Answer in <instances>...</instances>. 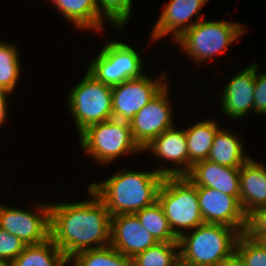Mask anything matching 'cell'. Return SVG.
Listing matches in <instances>:
<instances>
[{"label": "cell", "mask_w": 266, "mask_h": 266, "mask_svg": "<svg viewBox=\"0 0 266 266\" xmlns=\"http://www.w3.org/2000/svg\"><path fill=\"white\" fill-rule=\"evenodd\" d=\"M86 191L88 200L50 203V238L68 260L111 245V215L89 187Z\"/></svg>", "instance_id": "obj_1"}, {"label": "cell", "mask_w": 266, "mask_h": 266, "mask_svg": "<svg viewBox=\"0 0 266 266\" xmlns=\"http://www.w3.org/2000/svg\"><path fill=\"white\" fill-rule=\"evenodd\" d=\"M165 176L155 169L132 170L121 168L102 182L88 187L104 203L111 216L135 214L157 202Z\"/></svg>", "instance_id": "obj_2"}, {"label": "cell", "mask_w": 266, "mask_h": 266, "mask_svg": "<svg viewBox=\"0 0 266 266\" xmlns=\"http://www.w3.org/2000/svg\"><path fill=\"white\" fill-rule=\"evenodd\" d=\"M246 26L230 20L201 19L191 28L186 30L173 43L180 46L181 52L187 54L198 65L216 59L215 56L228 50L229 46L237 42L244 33Z\"/></svg>", "instance_id": "obj_3"}, {"label": "cell", "mask_w": 266, "mask_h": 266, "mask_svg": "<svg viewBox=\"0 0 266 266\" xmlns=\"http://www.w3.org/2000/svg\"><path fill=\"white\" fill-rule=\"evenodd\" d=\"M78 136L80 149L102 166L111 165L120 156L143 152L133 139L130 124L126 121L110 119L95 123Z\"/></svg>", "instance_id": "obj_4"}, {"label": "cell", "mask_w": 266, "mask_h": 266, "mask_svg": "<svg viewBox=\"0 0 266 266\" xmlns=\"http://www.w3.org/2000/svg\"><path fill=\"white\" fill-rule=\"evenodd\" d=\"M240 234L226 225L203 223L178 238L179 254L192 262L219 266L235 251Z\"/></svg>", "instance_id": "obj_5"}, {"label": "cell", "mask_w": 266, "mask_h": 266, "mask_svg": "<svg viewBox=\"0 0 266 266\" xmlns=\"http://www.w3.org/2000/svg\"><path fill=\"white\" fill-rule=\"evenodd\" d=\"M157 201L178 238L204 223L197 186L186 176H165Z\"/></svg>", "instance_id": "obj_6"}, {"label": "cell", "mask_w": 266, "mask_h": 266, "mask_svg": "<svg viewBox=\"0 0 266 266\" xmlns=\"http://www.w3.org/2000/svg\"><path fill=\"white\" fill-rule=\"evenodd\" d=\"M67 101L78 135L92 124L112 119V86L97 81L87 71L71 87Z\"/></svg>", "instance_id": "obj_7"}, {"label": "cell", "mask_w": 266, "mask_h": 266, "mask_svg": "<svg viewBox=\"0 0 266 266\" xmlns=\"http://www.w3.org/2000/svg\"><path fill=\"white\" fill-rule=\"evenodd\" d=\"M134 47L122 41H107L92 58L87 71L97 81L110 86L142 77L144 62Z\"/></svg>", "instance_id": "obj_8"}, {"label": "cell", "mask_w": 266, "mask_h": 266, "mask_svg": "<svg viewBox=\"0 0 266 266\" xmlns=\"http://www.w3.org/2000/svg\"><path fill=\"white\" fill-rule=\"evenodd\" d=\"M41 202L36 203L34 211L0 202V227L26 245L50 239V202Z\"/></svg>", "instance_id": "obj_9"}, {"label": "cell", "mask_w": 266, "mask_h": 266, "mask_svg": "<svg viewBox=\"0 0 266 266\" xmlns=\"http://www.w3.org/2000/svg\"><path fill=\"white\" fill-rule=\"evenodd\" d=\"M166 76L165 72L156 78L144 74L112 86V119L130 123L134 115L168 84Z\"/></svg>", "instance_id": "obj_10"}, {"label": "cell", "mask_w": 266, "mask_h": 266, "mask_svg": "<svg viewBox=\"0 0 266 266\" xmlns=\"http://www.w3.org/2000/svg\"><path fill=\"white\" fill-rule=\"evenodd\" d=\"M168 83L130 121L133 139L143 150L156 137L175 125Z\"/></svg>", "instance_id": "obj_11"}, {"label": "cell", "mask_w": 266, "mask_h": 266, "mask_svg": "<svg viewBox=\"0 0 266 266\" xmlns=\"http://www.w3.org/2000/svg\"><path fill=\"white\" fill-rule=\"evenodd\" d=\"M208 2L209 0H169L164 3L162 13L150 32L151 42L170 35L173 43L186 30L205 18L200 10Z\"/></svg>", "instance_id": "obj_12"}, {"label": "cell", "mask_w": 266, "mask_h": 266, "mask_svg": "<svg viewBox=\"0 0 266 266\" xmlns=\"http://www.w3.org/2000/svg\"><path fill=\"white\" fill-rule=\"evenodd\" d=\"M176 126L175 124L164 131L143 149V153L144 151H151L150 154L160 159L161 165H157L155 170L164 176H186L188 174V147L185 127L178 129ZM165 163L169 166H165Z\"/></svg>", "instance_id": "obj_13"}, {"label": "cell", "mask_w": 266, "mask_h": 266, "mask_svg": "<svg viewBox=\"0 0 266 266\" xmlns=\"http://www.w3.org/2000/svg\"><path fill=\"white\" fill-rule=\"evenodd\" d=\"M198 202L204 223L222 224L246 232L247 216L240 201L209 187H197Z\"/></svg>", "instance_id": "obj_14"}, {"label": "cell", "mask_w": 266, "mask_h": 266, "mask_svg": "<svg viewBox=\"0 0 266 266\" xmlns=\"http://www.w3.org/2000/svg\"><path fill=\"white\" fill-rule=\"evenodd\" d=\"M256 62L239 70L224 86L221 92L220 112L229 119L240 120L254 112V81ZM222 102V103H221Z\"/></svg>", "instance_id": "obj_15"}, {"label": "cell", "mask_w": 266, "mask_h": 266, "mask_svg": "<svg viewBox=\"0 0 266 266\" xmlns=\"http://www.w3.org/2000/svg\"><path fill=\"white\" fill-rule=\"evenodd\" d=\"M157 243L135 214L111 216V246L124 256L133 258Z\"/></svg>", "instance_id": "obj_16"}, {"label": "cell", "mask_w": 266, "mask_h": 266, "mask_svg": "<svg viewBox=\"0 0 266 266\" xmlns=\"http://www.w3.org/2000/svg\"><path fill=\"white\" fill-rule=\"evenodd\" d=\"M240 170L206 159L196 162L186 177L197 187H209L240 201Z\"/></svg>", "instance_id": "obj_17"}, {"label": "cell", "mask_w": 266, "mask_h": 266, "mask_svg": "<svg viewBox=\"0 0 266 266\" xmlns=\"http://www.w3.org/2000/svg\"><path fill=\"white\" fill-rule=\"evenodd\" d=\"M240 204L247 217L266 206V166L252 157L241 166Z\"/></svg>", "instance_id": "obj_18"}, {"label": "cell", "mask_w": 266, "mask_h": 266, "mask_svg": "<svg viewBox=\"0 0 266 266\" xmlns=\"http://www.w3.org/2000/svg\"><path fill=\"white\" fill-rule=\"evenodd\" d=\"M75 29L102 33L106 22L100 15L95 0H48Z\"/></svg>", "instance_id": "obj_19"}, {"label": "cell", "mask_w": 266, "mask_h": 266, "mask_svg": "<svg viewBox=\"0 0 266 266\" xmlns=\"http://www.w3.org/2000/svg\"><path fill=\"white\" fill-rule=\"evenodd\" d=\"M240 138V134L238 137L236 132L222 127L215 135L208 160L223 166L241 168L250 156L245 152L244 141Z\"/></svg>", "instance_id": "obj_20"}, {"label": "cell", "mask_w": 266, "mask_h": 266, "mask_svg": "<svg viewBox=\"0 0 266 266\" xmlns=\"http://www.w3.org/2000/svg\"><path fill=\"white\" fill-rule=\"evenodd\" d=\"M215 119L195 122L185 128L188 147V173L199 161L208 159L216 133L222 128Z\"/></svg>", "instance_id": "obj_21"}, {"label": "cell", "mask_w": 266, "mask_h": 266, "mask_svg": "<svg viewBox=\"0 0 266 266\" xmlns=\"http://www.w3.org/2000/svg\"><path fill=\"white\" fill-rule=\"evenodd\" d=\"M12 266H69V260L50 238L40 244L26 245Z\"/></svg>", "instance_id": "obj_22"}, {"label": "cell", "mask_w": 266, "mask_h": 266, "mask_svg": "<svg viewBox=\"0 0 266 266\" xmlns=\"http://www.w3.org/2000/svg\"><path fill=\"white\" fill-rule=\"evenodd\" d=\"M16 44L0 41V91L13 94L22 73L19 48Z\"/></svg>", "instance_id": "obj_23"}, {"label": "cell", "mask_w": 266, "mask_h": 266, "mask_svg": "<svg viewBox=\"0 0 266 266\" xmlns=\"http://www.w3.org/2000/svg\"><path fill=\"white\" fill-rule=\"evenodd\" d=\"M142 226L158 242H178L164 214L162 206L157 201L153 205L135 213Z\"/></svg>", "instance_id": "obj_24"}, {"label": "cell", "mask_w": 266, "mask_h": 266, "mask_svg": "<svg viewBox=\"0 0 266 266\" xmlns=\"http://www.w3.org/2000/svg\"><path fill=\"white\" fill-rule=\"evenodd\" d=\"M70 266H131V258L124 256L111 245L84 250L69 259Z\"/></svg>", "instance_id": "obj_25"}, {"label": "cell", "mask_w": 266, "mask_h": 266, "mask_svg": "<svg viewBox=\"0 0 266 266\" xmlns=\"http://www.w3.org/2000/svg\"><path fill=\"white\" fill-rule=\"evenodd\" d=\"M178 242H158L131 258V266H176Z\"/></svg>", "instance_id": "obj_26"}, {"label": "cell", "mask_w": 266, "mask_h": 266, "mask_svg": "<svg viewBox=\"0 0 266 266\" xmlns=\"http://www.w3.org/2000/svg\"><path fill=\"white\" fill-rule=\"evenodd\" d=\"M99 15L118 32L131 20L133 0H95ZM122 29V30H121Z\"/></svg>", "instance_id": "obj_27"}, {"label": "cell", "mask_w": 266, "mask_h": 266, "mask_svg": "<svg viewBox=\"0 0 266 266\" xmlns=\"http://www.w3.org/2000/svg\"><path fill=\"white\" fill-rule=\"evenodd\" d=\"M235 251L246 266H266V250L245 232L238 237Z\"/></svg>", "instance_id": "obj_28"}, {"label": "cell", "mask_w": 266, "mask_h": 266, "mask_svg": "<svg viewBox=\"0 0 266 266\" xmlns=\"http://www.w3.org/2000/svg\"><path fill=\"white\" fill-rule=\"evenodd\" d=\"M25 247L18 237L0 227V259L12 262Z\"/></svg>", "instance_id": "obj_29"}, {"label": "cell", "mask_w": 266, "mask_h": 266, "mask_svg": "<svg viewBox=\"0 0 266 266\" xmlns=\"http://www.w3.org/2000/svg\"><path fill=\"white\" fill-rule=\"evenodd\" d=\"M256 63V76L254 81V112L257 115H266V73L258 71Z\"/></svg>", "instance_id": "obj_30"}, {"label": "cell", "mask_w": 266, "mask_h": 266, "mask_svg": "<svg viewBox=\"0 0 266 266\" xmlns=\"http://www.w3.org/2000/svg\"><path fill=\"white\" fill-rule=\"evenodd\" d=\"M246 232H266V206L256 209L247 217Z\"/></svg>", "instance_id": "obj_31"}, {"label": "cell", "mask_w": 266, "mask_h": 266, "mask_svg": "<svg viewBox=\"0 0 266 266\" xmlns=\"http://www.w3.org/2000/svg\"><path fill=\"white\" fill-rule=\"evenodd\" d=\"M11 95V93L9 92H5V91H0V128H2L1 126L4 125L8 120V103L10 101V99H8V97Z\"/></svg>", "instance_id": "obj_32"}, {"label": "cell", "mask_w": 266, "mask_h": 266, "mask_svg": "<svg viewBox=\"0 0 266 266\" xmlns=\"http://www.w3.org/2000/svg\"><path fill=\"white\" fill-rule=\"evenodd\" d=\"M219 266H246L242 257L234 251Z\"/></svg>", "instance_id": "obj_33"}, {"label": "cell", "mask_w": 266, "mask_h": 266, "mask_svg": "<svg viewBox=\"0 0 266 266\" xmlns=\"http://www.w3.org/2000/svg\"><path fill=\"white\" fill-rule=\"evenodd\" d=\"M266 250V232H245Z\"/></svg>", "instance_id": "obj_34"}, {"label": "cell", "mask_w": 266, "mask_h": 266, "mask_svg": "<svg viewBox=\"0 0 266 266\" xmlns=\"http://www.w3.org/2000/svg\"><path fill=\"white\" fill-rule=\"evenodd\" d=\"M176 266H210V265H204V264H199L196 262H192L188 259L183 258L180 254L178 256Z\"/></svg>", "instance_id": "obj_35"}, {"label": "cell", "mask_w": 266, "mask_h": 266, "mask_svg": "<svg viewBox=\"0 0 266 266\" xmlns=\"http://www.w3.org/2000/svg\"><path fill=\"white\" fill-rule=\"evenodd\" d=\"M0 266H12V262L4 259H0Z\"/></svg>", "instance_id": "obj_36"}]
</instances>
